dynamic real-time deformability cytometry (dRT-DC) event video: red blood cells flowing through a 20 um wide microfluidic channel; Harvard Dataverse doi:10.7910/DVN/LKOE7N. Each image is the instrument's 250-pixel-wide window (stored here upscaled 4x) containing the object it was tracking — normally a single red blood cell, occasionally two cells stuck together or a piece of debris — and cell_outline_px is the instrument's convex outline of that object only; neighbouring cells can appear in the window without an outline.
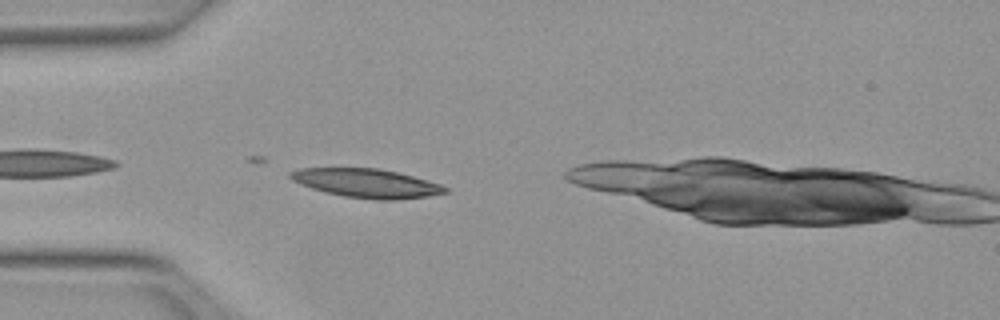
{"species": "Egyptian fruit bat (a non-hibernating species)", "species_latin": "Rousettus aegyptiacus", "temperature_condition": "warm", "stored_images_in_passage": 10, "camera_frame_rate_fps": 3000, "um_per_image_px": 0.085, "animal": {"sex": "female"}, "frame": {"image": 1, "passage_image": 2, "time_ms": 0.333, "image_size_px": [1000, 320], "cell_outline_px": [[448, 192], [428, 196], [396, 200], [376, 200], [344, 196], [324, 192], [300, 184], [292, 180], [288, 176], [288, 172], [300, 168], [380, 168], [428, 180], [440, 184], [448, 188]], "centroid_in_image_um": [31.14, 15.57], "position_along_channel_um": 53.9, "area_um2": 26.07}}
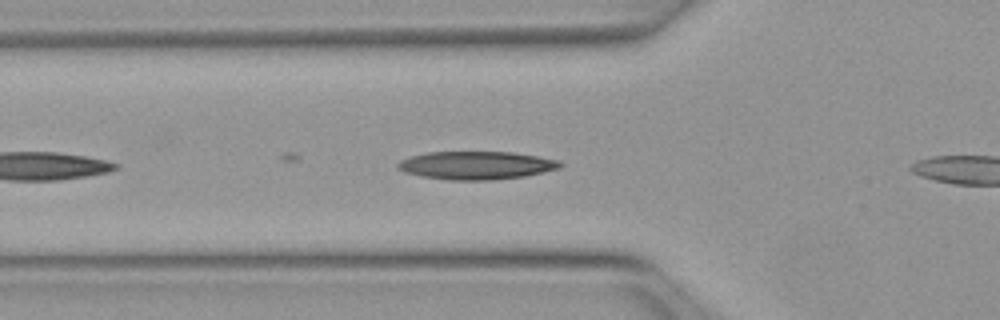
{"frame": {"image": 2, "passage_image": 5, "time_ms": 1.333, "image_size_px": [1000, 320], "cell_outline_px": [[564, 164], [560, 168], [544, 172], [524, 176], [492, 180], [448, 180], [420, 176], [404, 172], [396, 168], [396, 164], [400, 160], [408, 156], [424, 152], [512, 152], [560, 160]], "centroid_in_image_um": [40.44, 14.05], "position_along_channel_um": 85.4, "area_um2": 26.88}}